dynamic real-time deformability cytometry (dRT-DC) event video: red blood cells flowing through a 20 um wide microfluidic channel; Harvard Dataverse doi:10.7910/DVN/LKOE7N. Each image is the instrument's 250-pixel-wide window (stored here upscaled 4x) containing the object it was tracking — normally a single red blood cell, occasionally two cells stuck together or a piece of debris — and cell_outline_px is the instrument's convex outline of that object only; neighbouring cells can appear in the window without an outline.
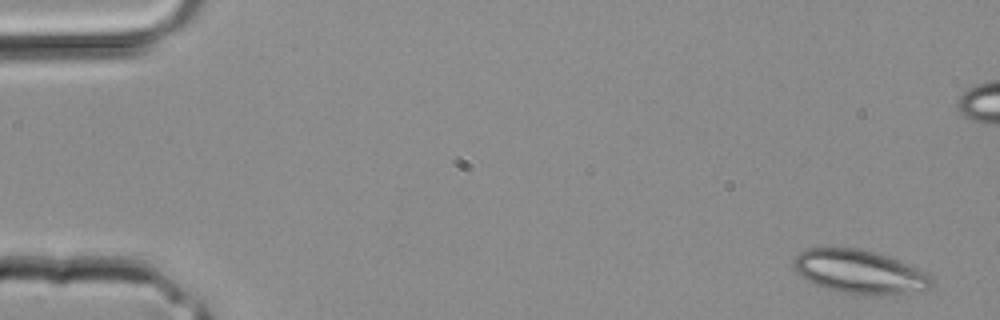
{"species": "common noctule bat (a hibernating species)", "species_latin": "Nyctalus noctula", "temperature_condition": "room temperature", "stored_images_in_passage": 3, "segment_of_instrument_passage": [2, 2], "camera_frame_rate_fps": 3000, "um_per_image_px": 0.085, "animal": {"sex": "male", "body_mass_g": 20.4}, "frame": {"image": 1, "passage_image": 3, "time_ms": 0.667, "image_size_px": [1000, 320], "cell_outline_px": [[932, 284], [924, 292], [908, 296], [864, 296], [840, 292], [824, 288], [804, 280], [796, 272], [792, 264], [792, 260], [800, 252], [808, 248], [856, 248], [872, 252], [896, 260], [928, 272]], "centroid_in_image_um": [73.09, 23.17], "position_along_channel_um": 11.9, "area_um2": 35.89}}